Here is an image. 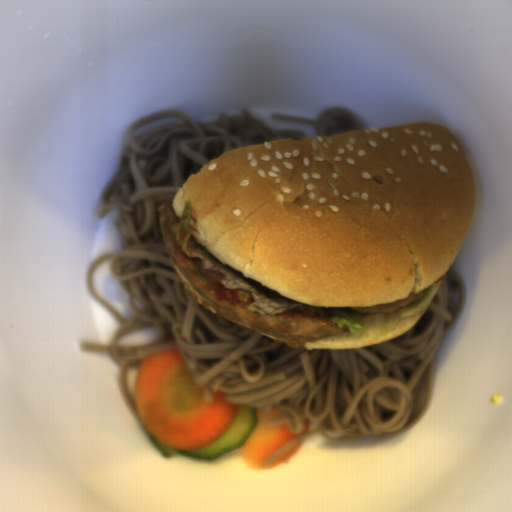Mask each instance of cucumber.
I'll use <instances>...</instances> for the list:
<instances>
[{"label": "cucumber", "mask_w": 512, "mask_h": 512, "mask_svg": "<svg viewBox=\"0 0 512 512\" xmlns=\"http://www.w3.org/2000/svg\"><path fill=\"white\" fill-rule=\"evenodd\" d=\"M258 420L257 408L238 404L233 420L226 432L215 442L202 449L171 450L150 434V441L159 454L165 458L171 456H189L202 459H217L222 455L239 449L253 431Z\"/></svg>", "instance_id": "1"}]
</instances>
